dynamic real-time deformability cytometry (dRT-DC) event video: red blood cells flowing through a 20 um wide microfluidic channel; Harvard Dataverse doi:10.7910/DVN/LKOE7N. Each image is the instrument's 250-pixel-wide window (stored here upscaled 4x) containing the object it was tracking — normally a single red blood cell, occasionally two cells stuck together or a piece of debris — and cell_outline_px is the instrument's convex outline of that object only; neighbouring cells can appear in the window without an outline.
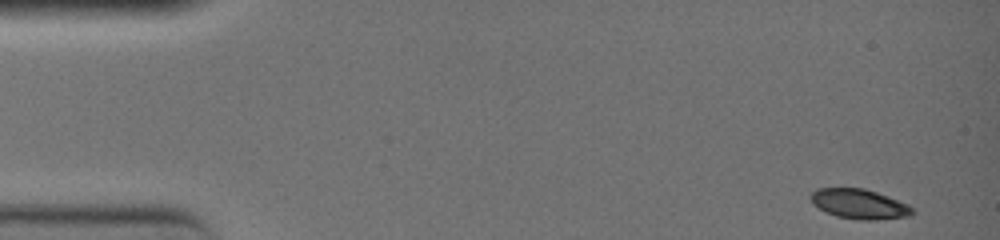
{"species": "common noctule bat (a hibernating species)", "species_latin": "Nyctalus noctula", "temperature_condition": "warm", "stored_images_in_passage": 17, "camera_frame_rate_fps": 3000, "um_per_image_px": 0.085, "animal": {"sex": "female", "body_mass_g": 19.0, "forearm_length_mm": 51.5}, "frame": {"image": 1, "passage_image": 1, "time_ms": 0.0, "image_size_px": [1000, 240], "cell_outline_px": [[916, 212], [912, 216], [876, 220], [860, 220], [836, 216], [824, 212], [812, 204], [808, 196], [816, 188], [864, 188], [888, 196], [908, 204]], "centroid_in_image_um": [73.02, 17.34], "position_along_channel_um": 12.0, "area_um2": 17.98}}
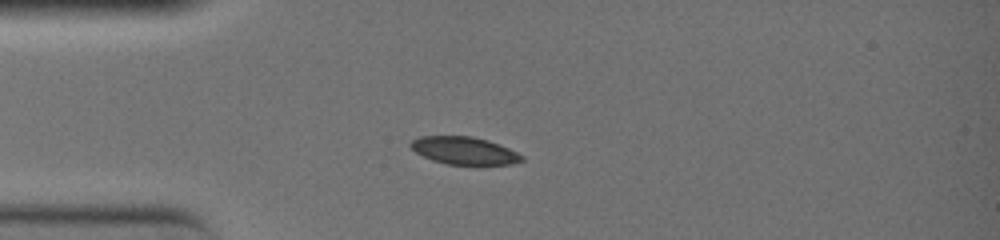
{"frame": {"image": 2, "passage_image": 10, "time_ms": 3.0, "image_size_px": [1000, 240], "cell_outline_px": [[524, 160], [512, 164], [448, 164], [432, 160], [416, 152], [408, 144], [412, 140], [420, 136], [472, 136], [488, 140], [500, 144], [524, 156]], "centroid_in_image_um": [39.46, 12.79], "position_along_channel_um": 45.5, "area_um2": 17.74}}